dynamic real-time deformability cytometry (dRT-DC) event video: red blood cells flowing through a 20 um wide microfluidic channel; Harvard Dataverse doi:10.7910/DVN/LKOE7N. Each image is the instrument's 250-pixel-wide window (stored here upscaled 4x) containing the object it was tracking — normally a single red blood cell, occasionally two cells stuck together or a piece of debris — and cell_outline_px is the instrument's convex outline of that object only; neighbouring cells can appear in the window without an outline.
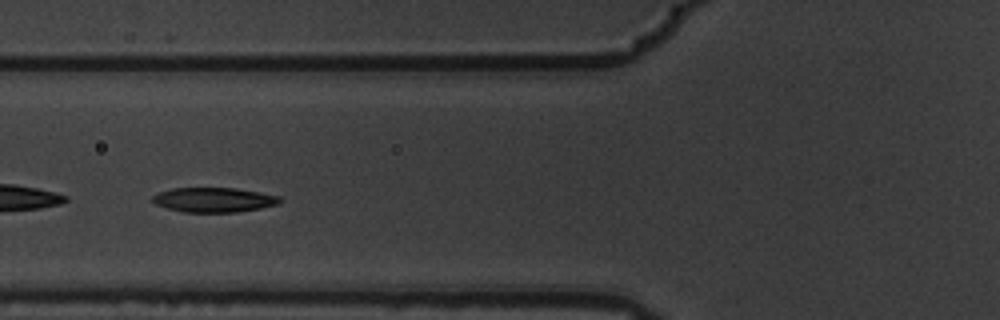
{"species": "common noctule bat (a hibernating species)", "species_latin": "Nyctalus noctula", "temperature_condition": "warm", "stored_images_in_passage": 8, "camera_frame_rate_fps": 3000, "um_per_image_px": 0.085, "animal": {"sex": "male", "body_mass_g": 19.5, "forearm_length_mm": 54.6}, "frame": {"image": 1, "passage_image": 5, "time_ms": 1.333, "image_size_px": [1000, 320], "cell_outline_px": [[284, 200], [276, 204], [260, 208], [236, 212], [184, 212], [168, 208], [156, 204], [152, 200], [152, 196], [160, 192], [172, 188], [236, 188], [260, 192], [280, 196]], "centroid_in_image_um": [18.2, 16.98], "position_along_channel_um": 107.6, "area_um2": 18.21}}
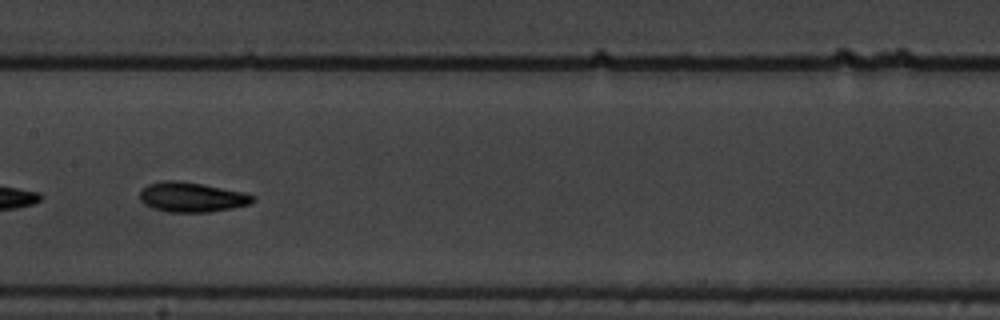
{"frame": {"image": 2, "passage_image": 7, "time_ms": 2.0, "image_size_px": [1000, 320], "cell_outline_px": [[256, 200], [248, 204], [232, 208], [208, 212], [168, 212], [152, 208], [144, 204], [140, 200], [140, 192], [148, 184], [164, 180], [176, 180], [204, 184], [244, 192], [256, 196]], "centroid_in_image_um": [16.31, 16.75], "position_along_channel_um": 191.1, "area_um2": 19.71}}
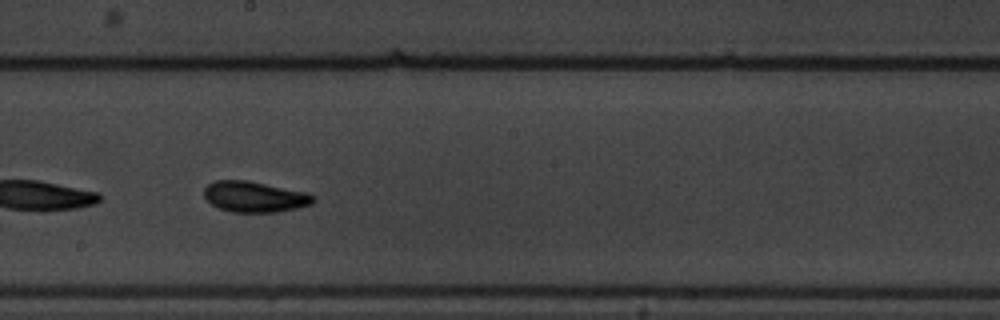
{"frame": {"image": 3, "passage_image": 8, "time_ms": 2.333, "image_size_px": [1000, 320], "cell_outline_px": [[316, 200], [312, 204], [296, 208], [276, 212], [232, 212], [220, 208], [212, 204], [204, 196], [204, 188], [208, 184], [216, 180], [248, 180], [308, 192], [316, 196]], "centroid_in_image_um": [21.68, 16.71], "position_along_channel_um": 226.5, "area_um2": 19.71}}